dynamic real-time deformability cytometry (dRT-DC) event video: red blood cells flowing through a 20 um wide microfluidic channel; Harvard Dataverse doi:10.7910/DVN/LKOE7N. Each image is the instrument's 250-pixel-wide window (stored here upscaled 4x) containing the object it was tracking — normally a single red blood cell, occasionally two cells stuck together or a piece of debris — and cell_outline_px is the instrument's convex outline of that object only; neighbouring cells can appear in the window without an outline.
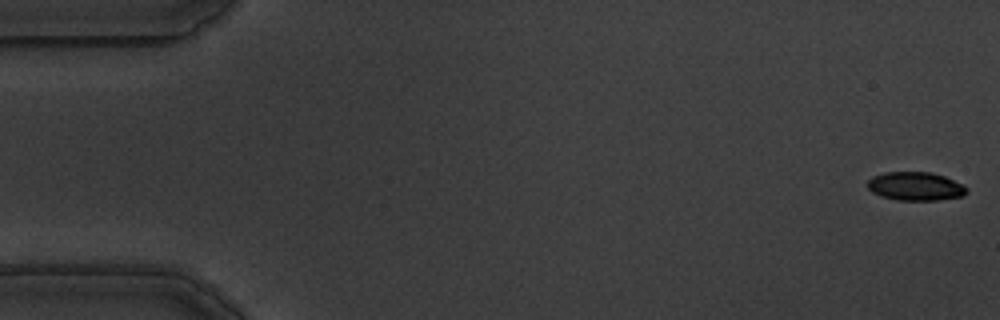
{"species": "common noctule bat (a hibernating species)", "species_latin": "Nyctalus noctula", "temperature_condition": "warm", "stored_images_in_passage": 56, "camera_frame_rate_fps": 3000, "um_per_image_px": 0.085, "animal": {"sex": "male", "body_mass_g": 19.5, "forearm_length_mm": 54.6}, "frame": {"image": 1, "passage_image": 1, "time_ms": 0.0, "image_size_px": [1000, 320], "cell_outline_px": [[968, 192], [964, 196], [936, 200], [896, 200], [880, 196], [872, 192], [868, 188], [868, 180], [872, 176], [884, 172], [932, 172], [944, 176], [964, 184], [968, 188]], "centroid_in_image_um": [77.84, 15.83], "position_along_channel_um": 7.2, "area_um2": 16.7}}
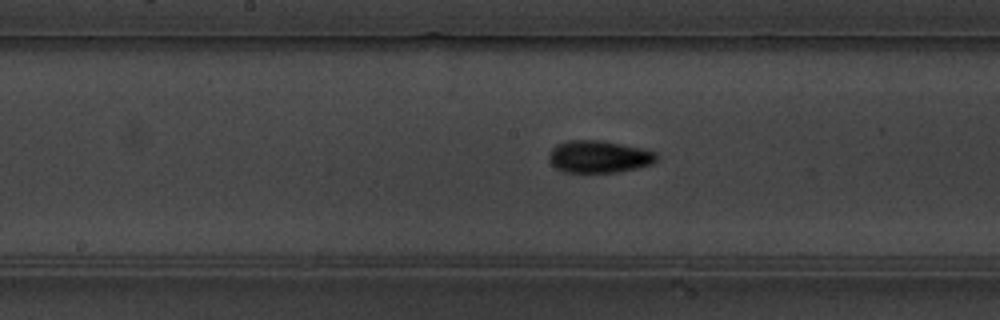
{"frame": {"image": 2, "passage_image": 29, "time_ms": 9.333, "image_size_px": [1000, 320], "cell_outline_px": [[660, 156], [652, 164], [636, 168], [616, 172], [564, 172], [556, 168], [548, 160], [548, 156], [552, 148], [556, 144], [568, 140], [600, 140], [640, 148], [656, 152]], "centroid_in_image_um": [50.89, 13.31], "position_along_channel_um": 197.3, "area_um2": 20.23}}
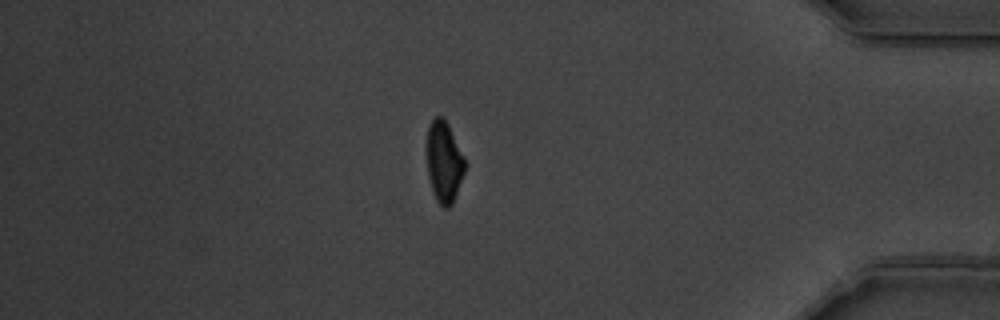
{"frame": {"image": 3, "passage_image": 49, "time_ms": 16.0, "image_size_px": [1000, 320], "cell_outline_px": [[464, 172], [452, 204], [448, 208], [444, 208], [436, 200], [432, 192], [428, 176], [428, 128], [432, 120], [436, 116], [444, 116], [464, 156]], "centroid_in_image_um": [37.74, 13.76], "position_along_channel_um": 397.5, "area_um2": 17.69}}